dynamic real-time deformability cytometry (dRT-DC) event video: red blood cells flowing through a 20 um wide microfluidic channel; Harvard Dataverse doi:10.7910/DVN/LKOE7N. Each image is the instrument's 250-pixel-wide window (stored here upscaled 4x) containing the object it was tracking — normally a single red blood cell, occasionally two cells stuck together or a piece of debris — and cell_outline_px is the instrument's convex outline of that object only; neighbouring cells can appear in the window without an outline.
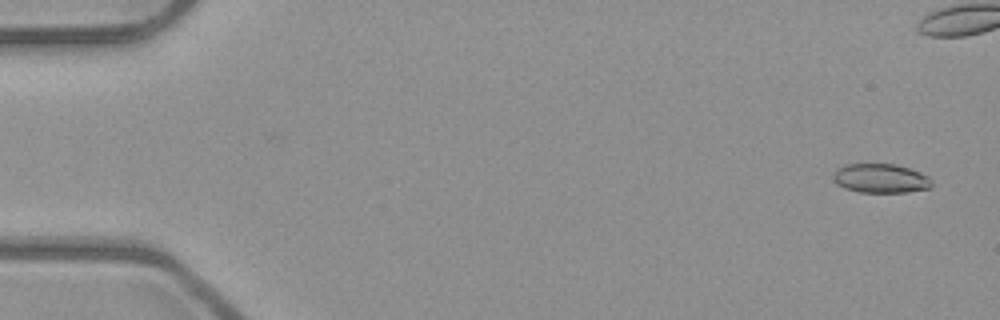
{"species": "common noctule bat (a hibernating species)", "species_latin": "Nyctalus noctula", "temperature_condition": "room temperature", "stored_images_in_passage": 54, "camera_frame_rate_fps": 3000, "um_per_image_px": 0.085, "animal": {"sex": "male", "body_mass_g": 23.1, "forearm_length_mm": 52.7}, "frame": {"image": 1, "passage_image": 3, "time_ms": 0.667, "image_size_px": [1000, 320], "cell_outline_px": [[932, 188], [908, 192], [860, 192], [844, 188], [836, 184], [832, 180], [832, 176], [836, 168], [844, 164], [896, 164], [920, 172], [928, 176], [932, 184]], "centroid_in_image_um": [74.82, 15.16], "position_along_channel_um": 10.2, "area_um2": 16.94}}
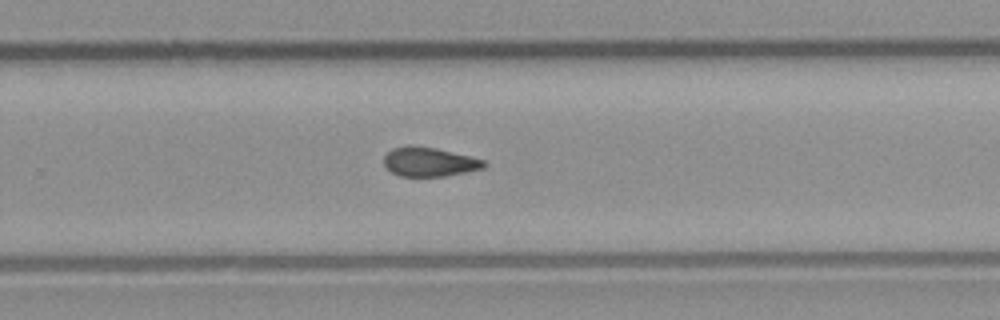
{"frame": {"image": 2, "passage_image": 35, "time_ms": 11.333, "image_size_px": [1000, 320], "cell_outline_px": [[488, 164], [484, 168], [444, 176], [400, 176], [392, 172], [384, 164], [384, 156], [392, 148], [408, 144], [436, 148], [484, 160]], "centroid_in_image_um": [36.47, 13.74], "position_along_channel_um": 293.3, "area_um2": 16.94}}
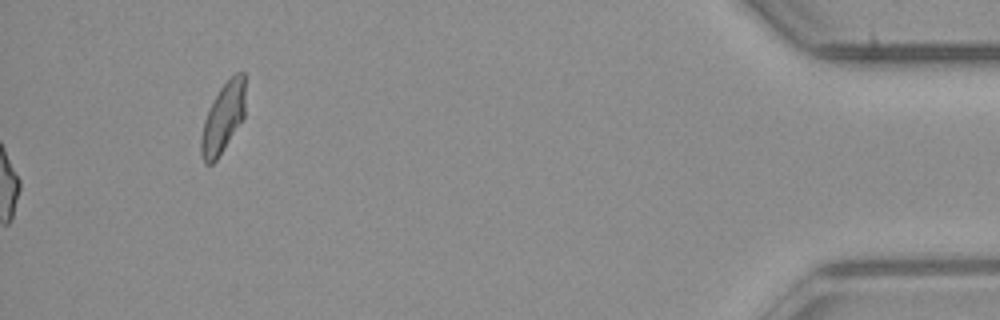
{"frame": {"image": 3, "passage_image": 54, "time_ms": 17.667, "image_size_px": [1000, 320], "cell_outline_px": [[244, 116], [216, 160], [212, 164], [204, 164], [200, 152], [200, 140], [204, 120], [220, 88], [236, 72], [244, 72]], "centroid_in_image_um": [18.94, 10.05], "position_along_channel_um": 416.3, "area_um2": 17.46}, "authors_computed_cell_mechanics": {"area_um2": 17.34, "velocity_mm_per_s": 3.9894, "shape_relaxation_time_tau1_ms": null, "shape_relaxation_time_tau2_ms": 3.3692, "deformation_change_tau1": null, "deformation_change_tau2": 0.0987}}